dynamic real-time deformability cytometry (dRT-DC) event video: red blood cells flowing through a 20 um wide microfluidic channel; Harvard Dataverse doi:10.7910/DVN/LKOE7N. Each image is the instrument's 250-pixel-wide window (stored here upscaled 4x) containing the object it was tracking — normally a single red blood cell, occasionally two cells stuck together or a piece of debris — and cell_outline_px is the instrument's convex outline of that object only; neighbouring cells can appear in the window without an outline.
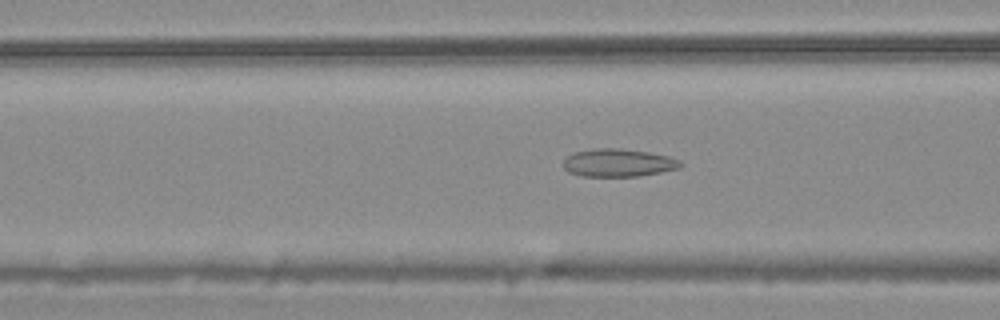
{"species": "common noctule bat (a hibernating species)", "species_latin": "Nyctalus noctula", "temperature_condition": "warm", "stored_images_in_passage": 40, "camera_frame_rate_fps": 3000, "um_per_image_px": 0.085, "animal": {"sex": "male", "body_mass_g": 20.4}, "frame": {"image": 1, "passage_image": 18, "time_ms": 5.667, "image_size_px": [1000, 320], "cell_outline_px": [[684, 164], [680, 168], [640, 176], [580, 176], [568, 172], [564, 168], [564, 160], [572, 152], [592, 148], [620, 148], [648, 152], [668, 156], [680, 160]], "centroid_in_image_um": [52.55, 13.83], "position_along_channel_um": 114.1, "area_um2": 19.19}}